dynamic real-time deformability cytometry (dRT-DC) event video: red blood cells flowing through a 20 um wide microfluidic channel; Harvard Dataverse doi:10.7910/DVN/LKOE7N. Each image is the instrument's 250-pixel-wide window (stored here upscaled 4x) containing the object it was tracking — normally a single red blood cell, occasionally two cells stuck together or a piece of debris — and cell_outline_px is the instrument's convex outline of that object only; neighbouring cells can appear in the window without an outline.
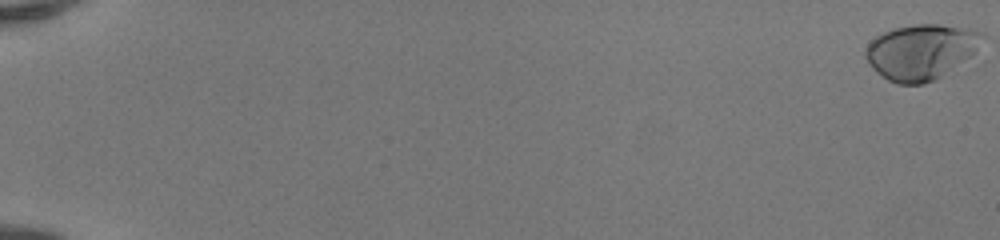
{"species": "human", "species_latin": "Homo sapiens", "temperature_condition": "room temperature", "stored_images_in_passage": 52, "camera_frame_rate_fps": 3000, "um_per_image_px": 0.085, "donor": {"sex": "female"}, "frame": {"image": 1, "passage_image": 1, "time_ms": 0.0, "image_size_px": [1000, 240], "cell_outline_px": [[984, 36], [980, 56], [936, 80], [924, 84], [896, 84], [888, 80], [876, 72], [872, 68], [864, 56], [864, 48], [876, 36], [892, 28], [912, 24], [940, 24], [968, 28], [984, 32]], "centroid_in_image_um": [78.41, 4.42], "position_along_channel_um": 6.6, "area_um2": 39.3}}
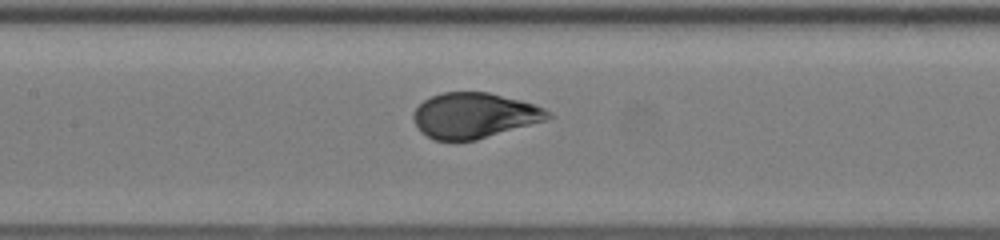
{"frame": {"image": 2, "passage_image": 28, "time_ms": 9.0, "image_size_px": [1000, 240], "cell_outline_px": [[556, 116], [548, 120], [476, 140], [432, 140], [420, 132], [412, 116], [412, 112], [424, 100], [432, 96], [444, 92], [488, 92], [520, 100], [544, 108]], "centroid_in_image_um": [40.32, 9.82], "position_along_channel_um": 167.1, "area_um2": 35.72}}
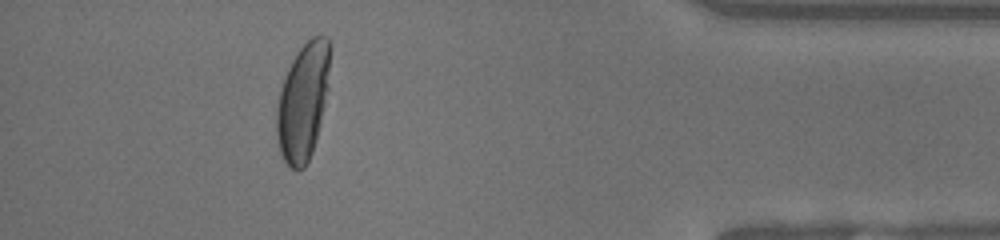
{"frame": {"image": 3, "passage_image": 48, "time_ms": 15.667, "image_size_px": [1000, 240], "cell_outline_px": [[332, 48], [328, 88], [316, 140], [312, 152], [304, 168], [296, 172], [284, 160], [280, 152], [276, 136], [276, 108], [280, 88], [284, 76], [292, 60], [300, 48], [312, 36], [328, 36]], "centroid_in_image_um": [25.76, 8.61], "position_along_channel_um": 409.4, "area_um2": 36.93}, "authors_computed_cell_mechanics": {"area_um2": 36.3273, "velocity_mm_per_s": 4.1789, "shape_relaxation_time_tau1_ms": 4.3747, "shape_relaxation_time_tau2_ms": null, "deformation_change_tau1": 0.2034, "deformation_change_tau2": null}}